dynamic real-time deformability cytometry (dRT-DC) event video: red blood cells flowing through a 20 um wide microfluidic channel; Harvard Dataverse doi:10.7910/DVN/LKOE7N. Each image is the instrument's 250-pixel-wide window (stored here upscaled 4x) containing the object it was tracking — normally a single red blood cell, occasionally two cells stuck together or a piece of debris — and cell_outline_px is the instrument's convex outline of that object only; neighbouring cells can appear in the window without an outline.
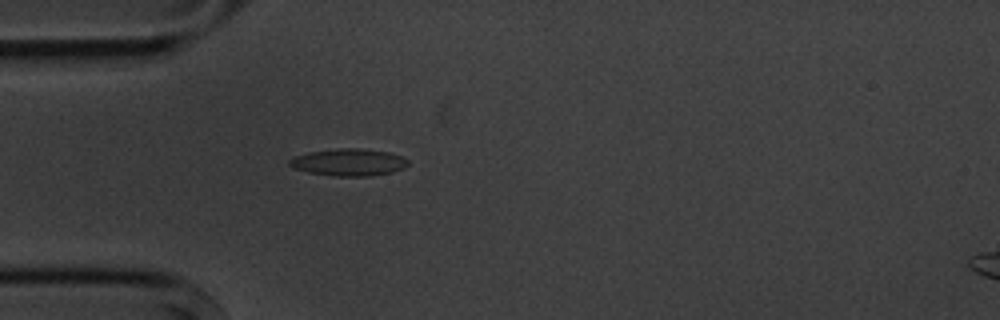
{"species": "common noctule bat (a hibernating species)", "species_latin": "Nyctalus noctula", "temperature_condition": "cold", "stored_images_in_passage": 4, "camera_frame_rate_fps": 3000, "um_per_image_px": 0.085, "animal": {"sex": "male", "body_mass_g": 20.1, "forearm_length_mm": 53.5}, "frame": {"image": 1, "passage_image": 4, "time_ms": 4.333, "image_size_px": [1000, 320], "cell_outline_px": [[408, 164], [404, 168], [392, 172], [372, 176], [336, 176], [308, 172], [292, 168], [288, 164], [288, 160], [292, 156], [308, 152], [340, 148], [356, 148], [388, 152], [400, 156], [408, 160]], "centroid_in_image_um": [29.59, 13.79], "position_along_channel_um": 55.4, "area_um2": 18.79}}